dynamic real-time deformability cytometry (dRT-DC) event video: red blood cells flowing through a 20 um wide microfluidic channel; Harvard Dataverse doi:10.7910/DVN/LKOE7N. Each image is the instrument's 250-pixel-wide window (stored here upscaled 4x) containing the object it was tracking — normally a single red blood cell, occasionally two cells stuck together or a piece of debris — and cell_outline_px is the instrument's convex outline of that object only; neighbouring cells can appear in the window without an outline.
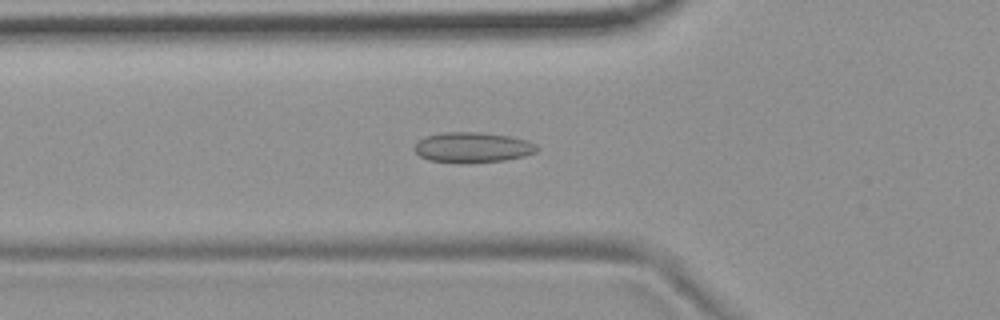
{"species": "common noctule bat (a hibernating species)", "species_latin": "Nyctalus noctula", "temperature_condition": "room temperature", "stored_images_in_passage": 54, "camera_frame_rate_fps": 3000, "um_per_image_px": 0.085, "animal": {"sex": "female", "body_mass_g": 19.9}, "frame": {"image": 1, "passage_image": 18, "time_ms": 5.667, "image_size_px": [1000, 320], "cell_outline_px": [[540, 148], [536, 152], [524, 156], [504, 160], [460, 164], [428, 160], [420, 156], [412, 148], [424, 136], [444, 132], [480, 132], [508, 136], [528, 140], [536, 144]], "centroid_in_image_um": [40.16, 12.54], "position_along_channel_um": 85.6, "area_um2": 21.91}}
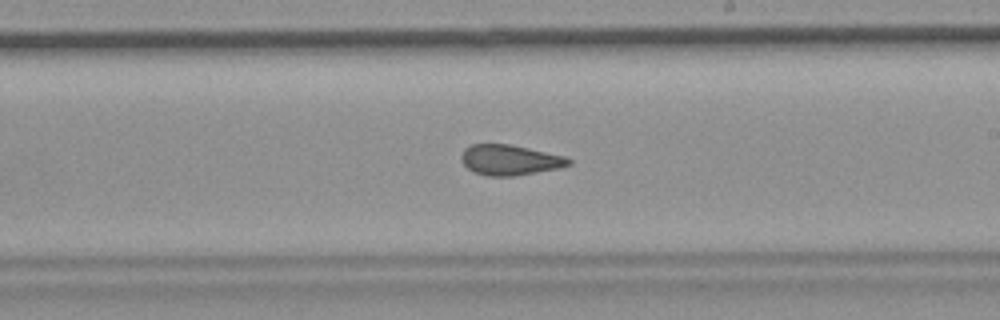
{"frame": {"image": 2, "passage_image": 31, "time_ms": 10.0, "image_size_px": [1000, 320], "cell_outline_px": [[572, 164], [560, 168], [512, 176], [488, 176], [472, 172], [460, 160], [460, 156], [464, 148], [472, 144], [512, 144], [564, 156], [572, 160]], "centroid_in_image_um": [43.32, 13.59], "position_along_channel_um": 245.7, "area_um2": 19.13}}
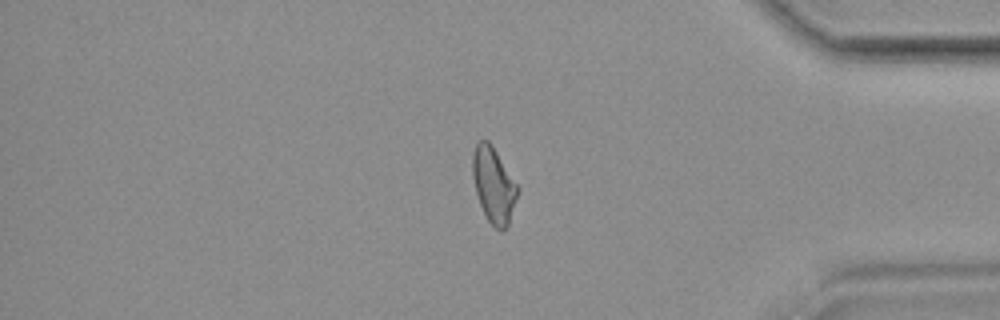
{"frame": {"image": 3, "passage_image": 45, "time_ms": 14.667, "image_size_px": [1000, 320], "cell_outline_px": [[520, 188], [508, 228], [500, 232], [488, 220], [480, 204], [476, 192], [472, 176], [472, 152], [476, 144], [480, 140], [488, 140], [492, 144]], "centroid_in_image_um": [41.97, 15.73], "position_along_channel_um": 393.2, "area_um2": 20.06}, "authors_computed_cell_mechanics": {"area_um2": 20.0566, "velocity_mm_per_s": 3.6941, "shape_relaxation_time_tau1_ms": null, "shape_relaxation_time_tau2_ms": 2.1896, "deformation_change_tau1": null, "deformation_change_tau2": 0.0999}}